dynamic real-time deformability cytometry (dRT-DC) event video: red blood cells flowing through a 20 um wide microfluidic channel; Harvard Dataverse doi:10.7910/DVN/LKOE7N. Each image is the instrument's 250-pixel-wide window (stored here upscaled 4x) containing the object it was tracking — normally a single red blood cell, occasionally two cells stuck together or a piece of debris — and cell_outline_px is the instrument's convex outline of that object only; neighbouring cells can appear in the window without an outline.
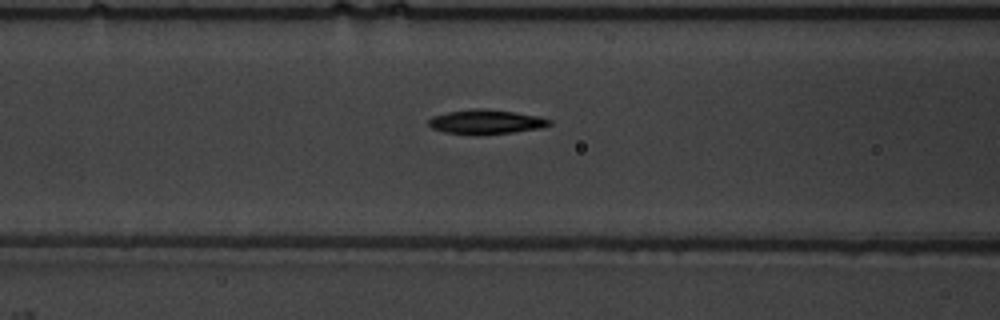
{"species": "common noctule bat (a hibernating species)", "species_latin": "Nyctalus noctula", "temperature_condition": "warm", "stored_images_in_passage": 53, "camera_frame_rate_fps": 3000, "um_per_image_px": 0.085, "animal": {"sex": "male", "body_mass_g": 19.5, "forearm_length_mm": 54.6}, "frame": {"image": 1, "passage_image": 21, "time_ms": 6.667, "image_size_px": [1000, 320], "cell_outline_px": [[552, 124], [540, 128], [512, 132], [476, 136], [472, 136], [448, 132], [432, 128], [428, 124], [428, 120], [432, 116], [448, 112], [476, 108], [480, 108], [516, 112], [540, 116], [552, 120]], "centroid_in_image_um": [41.32, 10.36], "position_along_channel_um": 125.3, "area_um2": 17.34}}
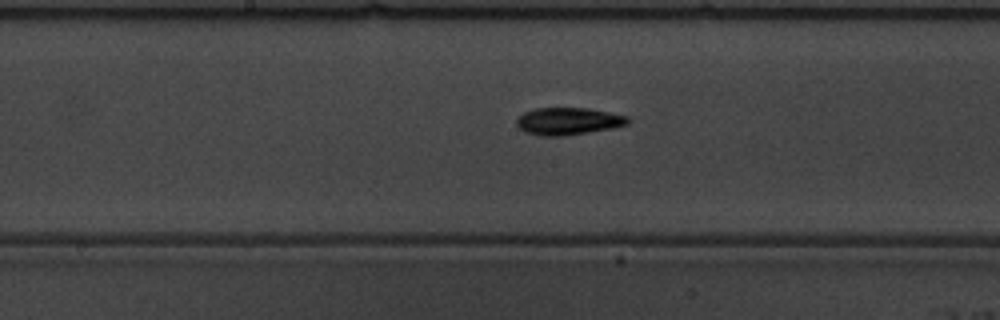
{"frame": {"image": 2, "passage_image": 27, "time_ms": 8.667, "image_size_px": [1000, 320], "cell_outline_px": [[632, 120], [628, 124], [612, 128], [564, 136], [544, 136], [524, 132], [516, 124], [516, 120], [524, 112], [536, 108], [588, 108], [628, 116]], "centroid_in_image_um": [48.31, 10.3], "position_along_channel_um": 199.9, "area_um2": 17.69}}
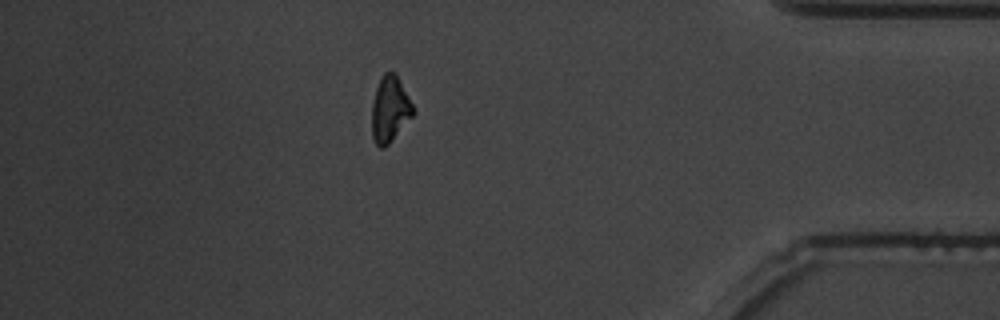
{"frame": {"image": 3, "passage_image": 46, "time_ms": 15.0, "image_size_px": [1000, 320], "cell_outline_px": [[412, 116], [388, 144], [384, 148], [380, 148], [372, 140], [372, 104], [376, 88], [384, 72], [392, 72], [396, 76], [412, 104]], "centroid_in_image_um": [33.09, 9.33], "position_along_channel_um": 402.1, "area_um2": 15.26}, "authors_computed_cell_mechanics": {"area_um2": 16.184, "velocity_mm_per_s": 3.7302, "shape_relaxation_time_tau1_ms": 2.6511, "shape_relaxation_time_tau2_ms": 5.1446, "deformation_change_tau1": 0.1642, "deformation_change_tau2": 0.1206}}